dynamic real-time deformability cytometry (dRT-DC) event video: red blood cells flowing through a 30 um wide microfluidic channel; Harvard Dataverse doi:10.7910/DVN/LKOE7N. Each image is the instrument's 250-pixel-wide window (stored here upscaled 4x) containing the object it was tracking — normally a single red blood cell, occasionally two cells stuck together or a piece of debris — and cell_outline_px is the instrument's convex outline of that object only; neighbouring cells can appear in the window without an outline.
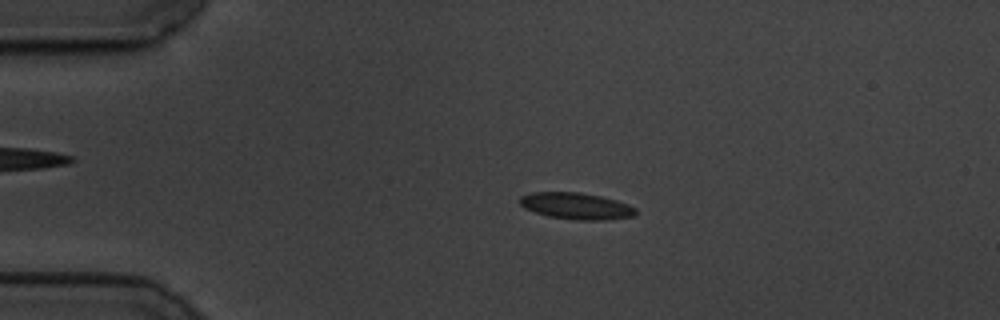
{"species": "common noctule bat (a hibernating species)", "species_latin": "Nyctalus noctula", "temperature_condition": "cold", "stored_images_in_passage": 57, "camera_frame_rate_fps": 3000, "um_per_image_px": 0.085, "animal": {"sex": "male", "body_mass_g": 19.5, "forearm_length_mm": 54.6}, "frame": {"image": 1, "passage_image": 12, "time_ms": 3.667, "image_size_px": [1000, 320], "cell_outline_px": [[636, 212], [632, 216], [604, 220], [576, 220], [548, 216], [524, 208], [520, 204], [520, 196], [532, 192], [580, 192], [600, 196], [616, 200], [628, 204], [636, 208]], "centroid_in_image_um": [48.97, 17.5], "position_along_channel_um": 36.0, "area_um2": 17.86}}
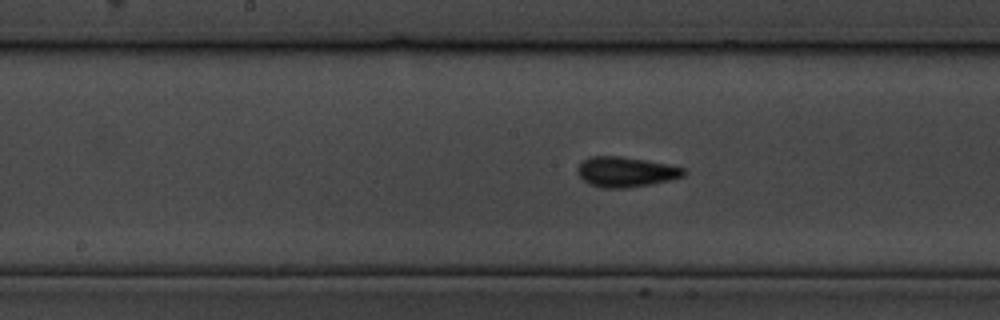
{"frame": {"image": 2, "passage_image": 29, "time_ms": 9.333, "image_size_px": [1000, 320], "cell_outline_px": [[688, 172], [684, 176], [652, 184], [624, 188], [600, 188], [588, 184], [576, 172], [576, 168], [584, 160], [592, 156], [620, 156], [668, 164], [684, 168]], "centroid_in_image_um": [53.18, 14.62], "position_along_channel_um": 195.0, "area_um2": 18.67}}
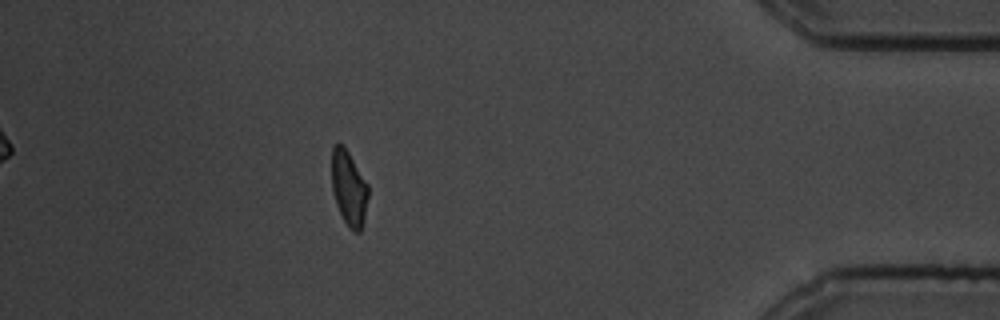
{"frame": {"image": 3, "passage_image": 51, "time_ms": 16.667, "image_size_px": [1000, 320], "cell_outline_px": [[368, 196], [364, 216], [360, 232], [352, 232], [348, 228], [336, 204], [332, 192], [332, 148], [336, 144], [340, 144], [348, 152], [368, 184]], "centroid_in_image_um": [29.64, 16.03], "position_along_channel_um": 405.6, "area_um2": 15.72}, "authors_computed_cell_mechanics": {"area_um2": 17.1666, "velocity_mm_per_s": 3.4764, "shape_relaxation_time_tau1_ms": 3.3951, "shape_relaxation_time_tau2_ms": 2.8689, "deformation_change_tau1": 0.1048, "deformation_change_tau2": 0.0732}}